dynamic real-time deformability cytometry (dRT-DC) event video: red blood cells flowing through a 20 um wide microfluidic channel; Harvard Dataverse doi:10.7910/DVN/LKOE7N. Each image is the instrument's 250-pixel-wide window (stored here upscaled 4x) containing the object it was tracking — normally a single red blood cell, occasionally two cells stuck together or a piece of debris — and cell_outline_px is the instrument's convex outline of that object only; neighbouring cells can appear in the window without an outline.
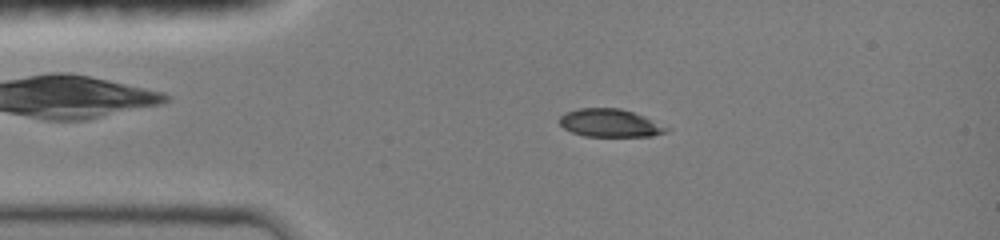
{"species": "common noctule bat (a hibernating species)", "species_latin": "Nyctalus noctula", "temperature_condition": "room temperature", "stored_images_in_passage": 46, "camera_frame_rate_fps": 3000, "um_per_image_px": 0.085, "animal": {"sex": "female", "body_mass_g": 19.0, "forearm_length_mm": 51.5}, "frame": {"image": 1, "passage_image": 8, "time_ms": 2.333, "image_size_px": [1000, 240], "cell_outline_px": [[672, 128], [664, 132], [652, 136], [584, 136], [572, 132], [564, 128], [560, 124], [560, 116], [564, 112], [580, 108], [620, 108], [644, 116]], "centroid_in_image_um": [51.85, 10.45], "position_along_channel_um": 33.2, "area_um2": 17.4}}
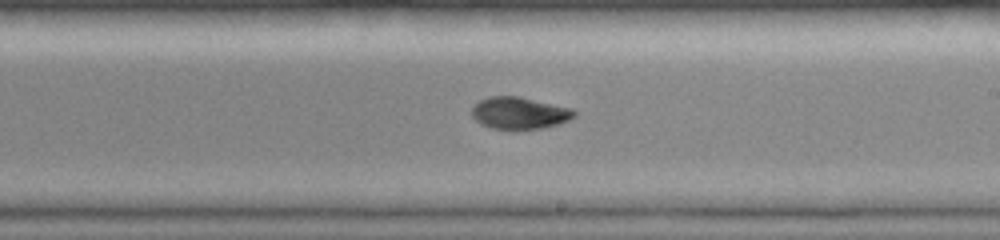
{"frame": {"image": 2, "passage_image": 26, "time_ms": 8.333, "image_size_px": [1000, 240], "cell_outline_px": [[576, 116], [560, 124], [540, 128], [492, 128], [480, 124], [472, 116], [472, 108], [480, 100], [488, 96], [520, 96], [572, 108], [576, 112]], "centroid_in_image_um": [44.17, 9.59], "position_along_channel_um": 244.8, "area_um2": 18.96}}
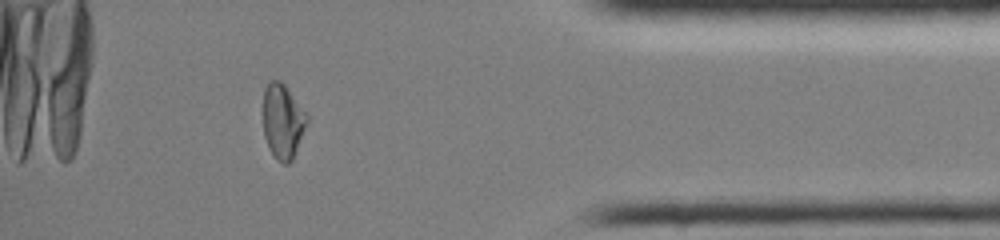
{"frame": {"image": 3, "passage_image": 40, "time_ms": 13.0, "image_size_px": [1000, 240], "cell_outline_px": [[308, 120], [292, 160], [288, 164], [284, 164], [276, 160], [268, 148], [264, 136], [264, 88], [272, 80], [280, 80], [284, 84], [308, 116]], "centroid_in_image_um": [24.02, 10.33], "position_along_channel_um": 411.2, "area_um2": 18.79}, "authors_computed_cell_mechanics": {"area_um2": 19.2185, "velocity_mm_per_s": 4.0587, "shape_relaxation_time_tau1_ms": 7.2772, "shape_relaxation_time_tau2_ms": 3.1093, "deformation_change_tau1": 0.2614, "deformation_change_tau2": 0.0592}}